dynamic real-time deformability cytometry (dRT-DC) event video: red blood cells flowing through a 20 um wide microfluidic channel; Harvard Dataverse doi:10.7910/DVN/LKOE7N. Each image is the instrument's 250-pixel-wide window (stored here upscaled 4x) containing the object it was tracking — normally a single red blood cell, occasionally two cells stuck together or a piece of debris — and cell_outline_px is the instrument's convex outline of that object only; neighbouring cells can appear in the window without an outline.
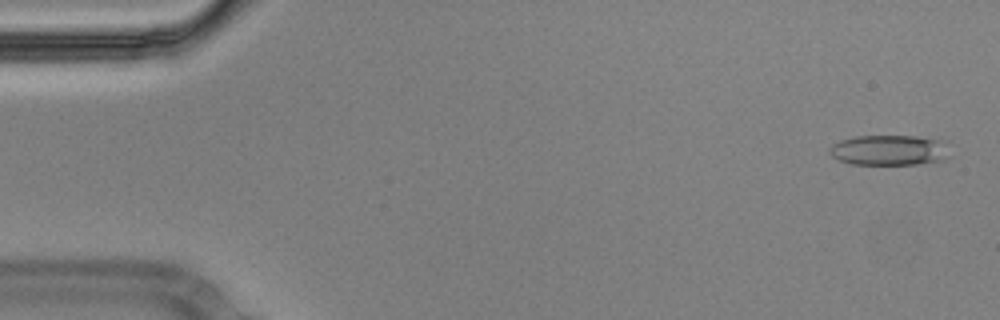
{"species": "Egyptian fruit bat (a non-hibernating species)", "species_latin": "Rousettus aegyptiacus", "temperature_condition": "cold", "stored_images_in_passage": 55, "camera_frame_rate_fps": 3000, "um_per_image_px": 0.085, "animal": {"sex": "male"}, "frame": {"image": 1, "passage_image": 2, "time_ms": 0.333, "image_size_px": [1000, 320], "cell_outline_px": [[956, 144], [952, 156], [944, 160], [916, 164], [852, 164], [840, 160], [832, 156], [828, 152], [828, 148], [832, 144], [840, 140], [856, 136], [916, 136], [948, 140]], "centroid_in_image_um": [75.78, 12.75], "position_along_channel_um": 9.2, "area_um2": 22.25}}
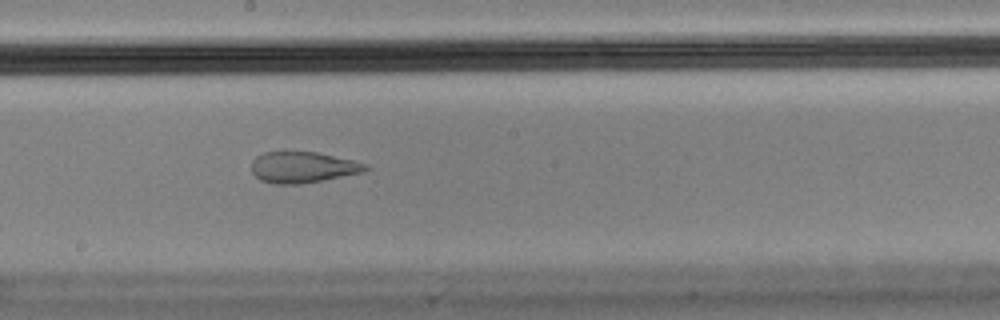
{"frame": {"image": 2, "passage_image": 30, "time_ms": 9.667, "image_size_px": [1000, 320], "cell_outline_px": [[372, 168], [364, 172], [324, 180], [300, 184], [272, 184], [260, 180], [252, 172], [252, 160], [256, 156], [264, 152], [316, 152], [352, 160], [368, 164]], "centroid_in_image_um": [25.76, 14.23], "position_along_channel_um": 222.4, "area_um2": 20.75}}
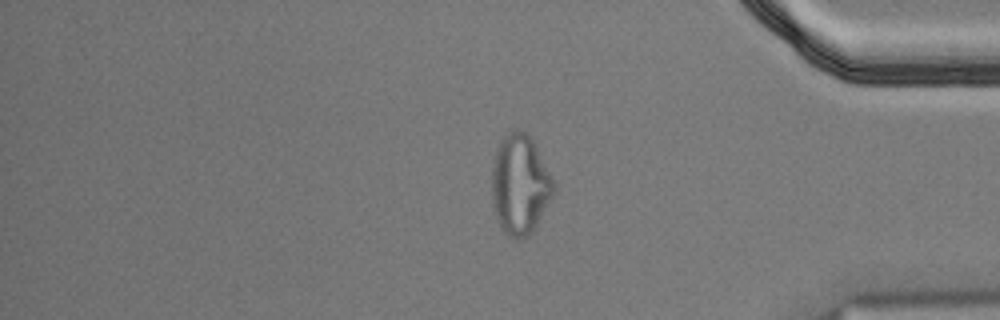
{"frame": {"image": 3, "passage_image": 46, "time_ms": 15.0, "image_size_px": [1000, 320], "cell_outline_px": [[556, 188], [536, 228], [528, 236], [516, 240], [508, 236], [500, 228], [496, 220], [492, 204], [492, 168], [496, 148], [504, 132], [516, 128], [520, 128], [536, 144], [556, 184]], "centroid_in_image_um": [44.19, 15.68], "position_along_channel_um": 391.0, "area_um2": 36.82}, "authors_computed_cell_mechanics": {"area_um2": 22.0796, "velocity_mm_per_s": 3.5917, "shape_relaxation_time_tau1_ms": null, "shape_relaxation_time_tau2_ms": 1.6634, "deformation_change_tau1": null, "deformation_change_tau2": 0.0982}}